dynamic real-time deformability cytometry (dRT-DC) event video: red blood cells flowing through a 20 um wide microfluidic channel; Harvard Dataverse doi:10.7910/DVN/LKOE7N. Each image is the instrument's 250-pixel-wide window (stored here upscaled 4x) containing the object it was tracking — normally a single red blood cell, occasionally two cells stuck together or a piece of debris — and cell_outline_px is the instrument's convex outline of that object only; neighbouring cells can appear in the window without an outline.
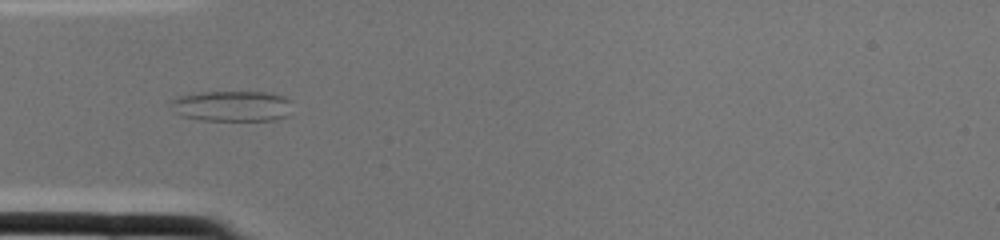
{"species": "common noctule bat (a hibernating species)", "species_latin": "Nyctalus noctula", "temperature_condition": "cold", "stored_images_in_passage": 2, "camera_frame_rate_fps": 3000, "um_per_image_px": 0.085, "animal": {"sex": "female", "body_mass_g": 22.0, "forearm_length_mm": 56.7}, "frame": {"image": 1, "passage_image": 2, "time_ms": 0.333, "image_size_px": [1000, 240], "cell_outline_px": [[292, 100], [288, 116], [276, 120], [200, 120], [180, 116], [172, 112], [168, 100], [176, 96], [200, 92], [264, 92], [284, 96]], "centroid_in_image_um": [19.66, 9.01], "position_along_channel_um": 65.3, "area_um2": 22.2}}